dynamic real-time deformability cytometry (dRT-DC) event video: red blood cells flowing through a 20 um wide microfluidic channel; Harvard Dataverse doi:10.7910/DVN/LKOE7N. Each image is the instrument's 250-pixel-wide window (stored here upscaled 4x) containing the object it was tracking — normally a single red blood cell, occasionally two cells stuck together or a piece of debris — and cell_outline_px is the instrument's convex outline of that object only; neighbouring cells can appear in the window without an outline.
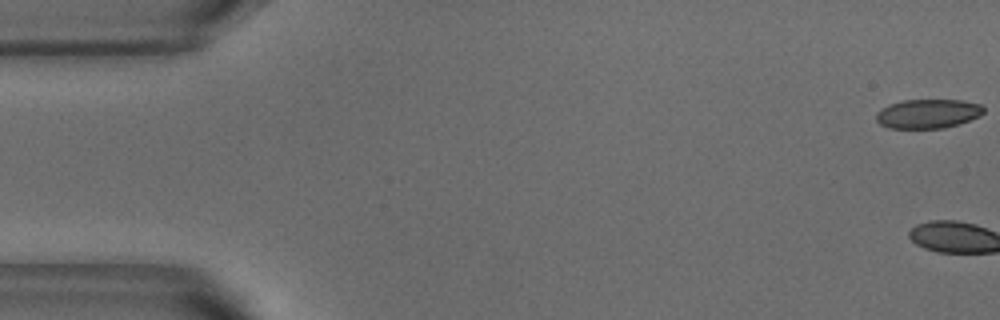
{"species": "common noctule bat (a hibernating species)", "species_latin": "Nyctalus noctula", "temperature_condition": "warm", "stored_images_in_passage": 3, "camera_frame_rate_fps": 3000, "um_per_image_px": 0.085, "animal": {"sex": "male", "body_mass_g": 18.8}, "frame": {"image": 1, "passage_image": 1, "time_ms": 0.0, "image_size_px": [1000, 320], "cell_outline_px": [[984, 112], [980, 116], [944, 128], [888, 128], [880, 124], [876, 120], [876, 112], [888, 104], [904, 100], [960, 100], [980, 104], [984, 108]], "centroid_in_image_um": [78.84, 9.66], "position_along_channel_um": 6.2, "area_um2": 18.21}}